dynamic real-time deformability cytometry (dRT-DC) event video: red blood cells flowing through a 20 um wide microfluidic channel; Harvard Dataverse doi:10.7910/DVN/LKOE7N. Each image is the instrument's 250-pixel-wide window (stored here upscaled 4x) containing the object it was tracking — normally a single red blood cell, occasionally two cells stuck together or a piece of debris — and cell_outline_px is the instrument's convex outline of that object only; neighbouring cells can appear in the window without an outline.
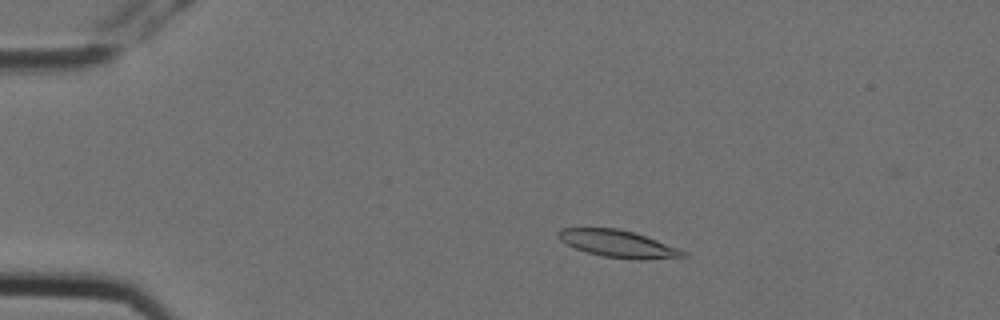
{"species": "Egyptian fruit bat (a non-hibernating species)", "species_latin": "Rousettus aegyptiacus", "temperature_condition": "cold", "stored_images_in_passage": 6, "camera_frame_rate_fps": 3000, "um_per_image_px": 0.085, "animal": {"sex": "female"}, "frame": {"image": 1, "passage_image": 3, "time_ms": 0.667, "image_size_px": [1000, 320], "cell_outline_px": [[692, 256], [644, 260], [632, 260], [604, 256], [588, 252], [576, 248], [560, 240], [556, 236], [556, 232], [560, 228], [616, 228], [632, 232], [656, 240], [688, 252]], "centroid_in_image_um": [52.56, 20.73], "position_along_channel_um": 32.4, "area_um2": 19.71}}
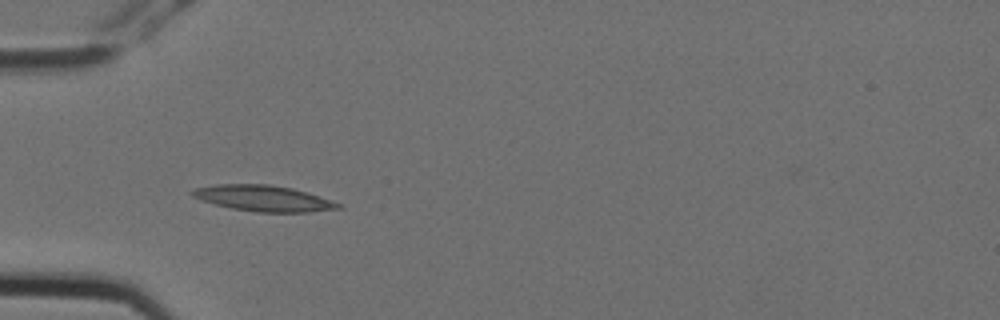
{"frame": {"image": 2, "passage_image": 5, "time_ms": 1.333, "image_size_px": [1000, 320], "cell_outline_px": [[344, 208], [308, 212], [256, 212], [232, 208], [216, 204], [192, 196], [188, 192], [192, 188], [216, 184], [268, 184], [292, 188], [308, 192], [344, 204]], "centroid_in_image_um": [22.43, 16.85], "position_along_channel_um": 62.6, "area_um2": 22.2}}
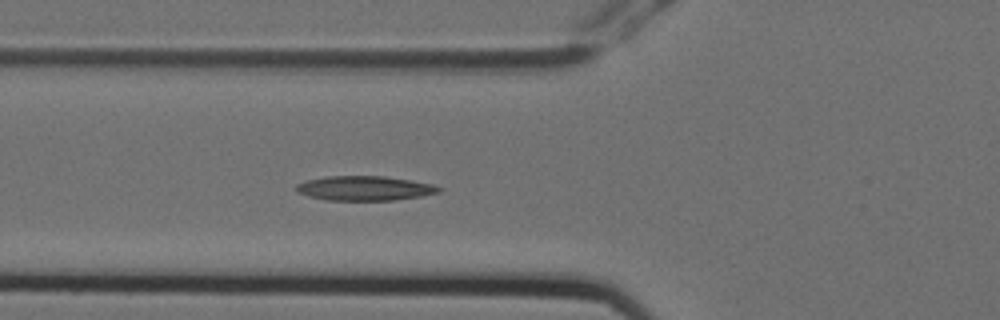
{"frame": {"image": 3, "passage_image": 6, "time_ms": 1.667, "image_size_px": [1000, 320], "cell_outline_px": [[444, 188], [440, 192], [420, 196], [392, 200], [328, 200], [308, 196], [296, 192], [296, 184], [308, 180], [328, 176], [384, 176], [412, 180], [432, 184]], "centroid_in_image_um": [31.01, 16.0], "position_along_channel_um": 94.8, "area_um2": 20.35}}